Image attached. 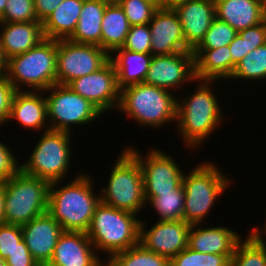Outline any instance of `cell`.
Wrapping results in <instances>:
<instances>
[{
    "mask_svg": "<svg viewBox=\"0 0 266 266\" xmlns=\"http://www.w3.org/2000/svg\"><path fill=\"white\" fill-rule=\"evenodd\" d=\"M0 266H7L6 261L0 256Z\"/></svg>",
    "mask_w": 266,
    "mask_h": 266,
    "instance_id": "cell-51",
    "label": "cell"
},
{
    "mask_svg": "<svg viewBox=\"0 0 266 266\" xmlns=\"http://www.w3.org/2000/svg\"><path fill=\"white\" fill-rule=\"evenodd\" d=\"M15 250H29L23 240L20 225H0V256L6 260Z\"/></svg>",
    "mask_w": 266,
    "mask_h": 266,
    "instance_id": "cell-36",
    "label": "cell"
},
{
    "mask_svg": "<svg viewBox=\"0 0 266 266\" xmlns=\"http://www.w3.org/2000/svg\"><path fill=\"white\" fill-rule=\"evenodd\" d=\"M68 86L90 101L102 113L118 107L120 88L117 73L111 60L91 74L72 80Z\"/></svg>",
    "mask_w": 266,
    "mask_h": 266,
    "instance_id": "cell-13",
    "label": "cell"
},
{
    "mask_svg": "<svg viewBox=\"0 0 266 266\" xmlns=\"http://www.w3.org/2000/svg\"><path fill=\"white\" fill-rule=\"evenodd\" d=\"M57 40L44 38L34 48L5 61L4 74L16 91L36 92L56 84Z\"/></svg>",
    "mask_w": 266,
    "mask_h": 266,
    "instance_id": "cell-4",
    "label": "cell"
},
{
    "mask_svg": "<svg viewBox=\"0 0 266 266\" xmlns=\"http://www.w3.org/2000/svg\"><path fill=\"white\" fill-rule=\"evenodd\" d=\"M195 76L199 80L231 78V53L229 45L216 49H194Z\"/></svg>",
    "mask_w": 266,
    "mask_h": 266,
    "instance_id": "cell-25",
    "label": "cell"
},
{
    "mask_svg": "<svg viewBox=\"0 0 266 266\" xmlns=\"http://www.w3.org/2000/svg\"><path fill=\"white\" fill-rule=\"evenodd\" d=\"M17 120L25 129L42 130L47 127L46 99L38 91H16L11 104L10 120Z\"/></svg>",
    "mask_w": 266,
    "mask_h": 266,
    "instance_id": "cell-23",
    "label": "cell"
},
{
    "mask_svg": "<svg viewBox=\"0 0 266 266\" xmlns=\"http://www.w3.org/2000/svg\"><path fill=\"white\" fill-rule=\"evenodd\" d=\"M185 174L182 179L185 193L182 220L191 225L201 224L218 197L230 186L231 179L210 162H203Z\"/></svg>",
    "mask_w": 266,
    "mask_h": 266,
    "instance_id": "cell-6",
    "label": "cell"
},
{
    "mask_svg": "<svg viewBox=\"0 0 266 266\" xmlns=\"http://www.w3.org/2000/svg\"><path fill=\"white\" fill-rule=\"evenodd\" d=\"M12 150L0 142V182H5L15 176L21 170Z\"/></svg>",
    "mask_w": 266,
    "mask_h": 266,
    "instance_id": "cell-40",
    "label": "cell"
},
{
    "mask_svg": "<svg viewBox=\"0 0 266 266\" xmlns=\"http://www.w3.org/2000/svg\"><path fill=\"white\" fill-rule=\"evenodd\" d=\"M109 60L110 54L100 46L57 40L56 84L68 85L102 68Z\"/></svg>",
    "mask_w": 266,
    "mask_h": 266,
    "instance_id": "cell-11",
    "label": "cell"
},
{
    "mask_svg": "<svg viewBox=\"0 0 266 266\" xmlns=\"http://www.w3.org/2000/svg\"><path fill=\"white\" fill-rule=\"evenodd\" d=\"M16 90L6 75H0V126L9 122L12 99Z\"/></svg>",
    "mask_w": 266,
    "mask_h": 266,
    "instance_id": "cell-39",
    "label": "cell"
},
{
    "mask_svg": "<svg viewBox=\"0 0 266 266\" xmlns=\"http://www.w3.org/2000/svg\"><path fill=\"white\" fill-rule=\"evenodd\" d=\"M148 25L153 56L192 52L185 43L180 20L173 8L159 7Z\"/></svg>",
    "mask_w": 266,
    "mask_h": 266,
    "instance_id": "cell-16",
    "label": "cell"
},
{
    "mask_svg": "<svg viewBox=\"0 0 266 266\" xmlns=\"http://www.w3.org/2000/svg\"><path fill=\"white\" fill-rule=\"evenodd\" d=\"M63 1L64 0H34V9L37 20L43 23Z\"/></svg>",
    "mask_w": 266,
    "mask_h": 266,
    "instance_id": "cell-44",
    "label": "cell"
},
{
    "mask_svg": "<svg viewBox=\"0 0 266 266\" xmlns=\"http://www.w3.org/2000/svg\"><path fill=\"white\" fill-rule=\"evenodd\" d=\"M238 34L245 39L247 51L255 50L266 43V19L258 25L239 31Z\"/></svg>",
    "mask_w": 266,
    "mask_h": 266,
    "instance_id": "cell-41",
    "label": "cell"
},
{
    "mask_svg": "<svg viewBox=\"0 0 266 266\" xmlns=\"http://www.w3.org/2000/svg\"><path fill=\"white\" fill-rule=\"evenodd\" d=\"M173 9L180 20L185 43L193 51L216 18L215 1L187 0Z\"/></svg>",
    "mask_w": 266,
    "mask_h": 266,
    "instance_id": "cell-19",
    "label": "cell"
},
{
    "mask_svg": "<svg viewBox=\"0 0 266 266\" xmlns=\"http://www.w3.org/2000/svg\"><path fill=\"white\" fill-rule=\"evenodd\" d=\"M136 216L100 201L86 232L95 250L106 251L110 257L139 244L141 219Z\"/></svg>",
    "mask_w": 266,
    "mask_h": 266,
    "instance_id": "cell-5",
    "label": "cell"
},
{
    "mask_svg": "<svg viewBox=\"0 0 266 266\" xmlns=\"http://www.w3.org/2000/svg\"><path fill=\"white\" fill-rule=\"evenodd\" d=\"M0 51L4 61L34 48L45 37L40 21L0 22Z\"/></svg>",
    "mask_w": 266,
    "mask_h": 266,
    "instance_id": "cell-20",
    "label": "cell"
},
{
    "mask_svg": "<svg viewBox=\"0 0 266 266\" xmlns=\"http://www.w3.org/2000/svg\"><path fill=\"white\" fill-rule=\"evenodd\" d=\"M93 179L86 173L77 176L61 188L63 181L50 184L47 212L61 225L63 231L87 232L96 206L100 203V193L93 192Z\"/></svg>",
    "mask_w": 266,
    "mask_h": 266,
    "instance_id": "cell-1",
    "label": "cell"
},
{
    "mask_svg": "<svg viewBox=\"0 0 266 266\" xmlns=\"http://www.w3.org/2000/svg\"><path fill=\"white\" fill-rule=\"evenodd\" d=\"M197 226L199 224L191 226L188 247L204 254L233 255L237 244L243 239L239 233L224 226L208 228Z\"/></svg>",
    "mask_w": 266,
    "mask_h": 266,
    "instance_id": "cell-22",
    "label": "cell"
},
{
    "mask_svg": "<svg viewBox=\"0 0 266 266\" xmlns=\"http://www.w3.org/2000/svg\"><path fill=\"white\" fill-rule=\"evenodd\" d=\"M153 2L156 6L164 8V0H149Z\"/></svg>",
    "mask_w": 266,
    "mask_h": 266,
    "instance_id": "cell-49",
    "label": "cell"
},
{
    "mask_svg": "<svg viewBox=\"0 0 266 266\" xmlns=\"http://www.w3.org/2000/svg\"><path fill=\"white\" fill-rule=\"evenodd\" d=\"M117 159L107 187L100 190L101 202L138 215L146 205L141 167L128 149H123Z\"/></svg>",
    "mask_w": 266,
    "mask_h": 266,
    "instance_id": "cell-7",
    "label": "cell"
},
{
    "mask_svg": "<svg viewBox=\"0 0 266 266\" xmlns=\"http://www.w3.org/2000/svg\"><path fill=\"white\" fill-rule=\"evenodd\" d=\"M151 38L148 24L130 26L121 48L137 53H151Z\"/></svg>",
    "mask_w": 266,
    "mask_h": 266,
    "instance_id": "cell-38",
    "label": "cell"
},
{
    "mask_svg": "<svg viewBox=\"0 0 266 266\" xmlns=\"http://www.w3.org/2000/svg\"><path fill=\"white\" fill-rule=\"evenodd\" d=\"M4 70H5V66H0V75H1L2 73H4Z\"/></svg>",
    "mask_w": 266,
    "mask_h": 266,
    "instance_id": "cell-53",
    "label": "cell"
},
{
    "mask_svg": "<svg viewBox=\"0 0 266 266\" xmlns=\"http://www.w3.org/2000/svg\"><path fill=\"white\" fill-rule=\"evenodd\" d=\"M71 133L45 128L28 161L22 163L21 170L49 181H62L71 167Z\"/></svg>",
    "mask_w": 266,
    "mask_h": 266,
    "instance_id": "cell-9",
    "label": "cell"
},
{
    "mask_svg": "<svg viewBox=\"0 0 266 266\" xmlns=\"http://www.w3.org/2000/svg\"><path fill=\"white\" fill-rule=\"evenodd\" d=\"M262 231H261V228H258L257 226L256 228L254 227L250 230V234H252L253 236H263V234L266 235V222H265V225Z\"/></svg>",
    "mask_w": 266,
    "mask_h": 266,
    "instance_id": "cell-47",
    "label": "cell"
},
{
    "mask_svg": "<svg viewBox=\"0 0 266 266\" xmlns=\"http://www.w3.org/2000/svg\"><path fill=\"white\" fill-rule=\"evenodd\" d=\"M170 90L138 83L120 89L117 109L137 123L160 128L177 120V97Z\"/></svg>",
    "mask_w": 266,
    "mask_h": 266,
    "instance_id": "cell-3",
    "label": "cell"
},
{
    "mask_svg": "<svg viewBox=\"0 0 266 266\" xmlns=\"http://www.w3.org/2000/svg\"><path fill=\"white\" fill-rule=\"evenodd\" d=\"M105 266H170V260L145 249L139 243L110 256Z\"/></svg>",
    "mask_w": 266,
    "mask_h": 266,
    "instance_id": "cell-29",
    "label": "cell"
},
{
    "mask_svg": "<svg viewBox=\"0 0 266 266\" xmlns=\"http://www.w3.org/2000/svg\"><path fill=\"white\" fill-rule=\"evenodd\" d=\"M237 34L238 32L228 23L215 18L204 39L195 49H216L229 45Z\"/></svg>",
    "mask_w": 266,
    "mask_h": 266,
    "instance_id": "cell-34",
    "label": "cell"
},
{
    "mask_svg": "<svg viewBox=\"0 0 266 266\" xmlns=\"http://www.w3.org/2000/svg\"><path fill=\"white\" fill-rule=\"evenodd\" d=\"M195 80L193 52H178L153 56L144 83L171 91Z\"/></svg>",
    "mask_w": 266,
    "mask_h": 266,
    "instance_id": "cell-14",
    "label": "cell"
},
{
    "mask_svg": "<svg viewBox=\"0 0 266 266\" xmlns=\"http://www.w3.org/2000/svg\"><path fill=\"white\" fill-rule=\"evenodd\" d=\"M232 256L204 254L187 247L170 260V266H231Z\"/></svg>",
    "mask_w": 266,
    "mask_h": 266,
    "instance_id": "cell-33",
    "label": "cell"
},
{
    "mask_svg": "<svg viewBox=\"0 0 266 266\" xmlns=\"http://www.w3.org/2000/svg\"><path fill=\"white\" fill-rule=\"evenodd\" d=\"M47 118L49 129L72 132V125H87L103 113L90 101L74 92L68 85L55 84L48 93Z\"/></svg>",
    "mask_w": 266,
    "mask_h": 266,
    "instance_id": "cell-10",
    "label": "cell"
},
{
    "mask_svg": "<svg viewBox=\"0 0 266 266\" xmlns=\"http://www.w3.org/2000/svg\"><path fill=\"white\" fill-rule=\"evenodd\" d=\"M266 79V43L249 52L235 67L230 79Z\"/></svg>",
    "mask_w": 266,
    "mask_h": 266,
    "instance_id": "cell-32",
    "label": "cell"
},
{
    "mask_svg": "<svg viewBox=\"0 0 266 266\" xmlns=\"http://www.w3.org/2000/svg\"><path fill=\"white\" fill-rule=\"evenodd\" d=\"M152 57L151 53H137L121 47L115 49L110 60L117 73L118 87L144 83Z\"/></svg>",
    "mask_w": 266,
    "mask_h": 266,
    "instance_id": "cell-24",
    "label": "cell"
},
{
    "mask_svg": "<svg viewBox=\"0 0 266 266\" xmlns=\"http://www.w3.org/2000/svg\"><path fill=\"white\" fill-rule=\"evenodd\" d=\"M107 5L99 0H84L74 33L68 39L101 47V24Z\"/></svg>",
    "mask_w": 266,
    "mask_h": 266,
    "instance_id": "cell-27",
    "label": "cell"
},
{
    "mask_svg": "<svg viewBox=\"0 0 266 266\" xmlns=\"http://www.w3.org/2000/svg\"><path fill=\"white\" fill-rule=\"evenodd\" d=\"M7 0H0V16L4 13Z\"/></svg>",
    "mask_w": 266,
    "mask_h": 266,
    "instance_id": "cell-48",
    "label": "cell"
},
{
    "mask_svg": "<svg viewBox=\"0 0 266 266\" xmlns=\"http://www.w3.org/2000/svg\"><path fill=\"white\" fill-rule=\"evenodd\" d=\"M126 148L137 158L141 167L145 198H155L159 193L171 192L182 185L184 171L166 152L152 148L144 158L138 149Z\"/></svg>",
    "mask_w": 266,
    "mask_h": 266,
    "instance_id": "cell-12",
    "label": "cell"
},
{
    "mask_svg": "<svg viewBox=\"0 0 266 266\" xmlns=\"http://www.w3.org/2000/svg\"><path fill=\"white\" fill-rule=\"evenodd\" d=\"M0 66H5V61L2 58L1 51H0Z\"/></svg>",
    "mask_w": 266,
    "mask_h": 266,
    "instance_id": "cell-52",
    "label": "cell"
},
{
    "mask_svg": "<svg viewBox=\"0 0 266 266\" xmlns=\"http://www.w3.org/2000/svg\"><path fill=\"white\" fill-rule=\"evenodd\" d=\"M84 0H64L42 23L45 38L68 39L80 18Z\"/></svg>",
    "mask_w": 266,
    "mask_h": 266,
    "instance_id": "cell-26",
    "label": "cell"
},
{
    "mask_svg": "<svg viewBox=\"0 0 266 266\" xmlns=\"http://www.w3.org/2000/svg\"><path fill=\"white\" fill-rule=\"evenodd\" d=\"M263 236L248 234L236 246L231 266H266V242Z\"/></svg>",
    "mask_w": 266,
    "mask_h": 266,
    "instance_id": "cell-30",
    "label": "cell"
},
{
    "mask_svg": "<svg viewBox=\"0 0 266 266\" xmlns=\"http://www.w3.org/2000/svg\"><path fill=\"white\" fill-rule=\"evenodd\" d=\"M86 232L63 231L46 266H105Z\"/></svg>",
    "mask_w": 266,
    "mask_h": 266,
    "instance_id": "cell-17",
    "label": "cell"
},
{
    "mask_svg": "<svg viewBox=\"0 0 266 266\" xmlns=\"http://www.w3.org/2000/svg\"><path fill=\"white\" fill-rule=\"evenodd\" d=\"M195 80L199 86L189 97L177 99V129L186 147L196 149L215 132L224 117L211 83L217 80ZM199 81H201L199 83ZM182 99V101H181Z\"/></svg>",
    "mask_w": 266,
    "mask_h": 266,
    "instance_id": "cell-2",
    "label": "cell"
},
{
    "mask_svg": "<svg viewBox=\"0 0 266 266\" xmlns=\"http://www.w3.org/2000/svg\"><path fill=\"white\" fill-rule=\"evenodd\" d=\"M50 184L22 170L5 181V223L22 226L46 213Z\"/></svg>",
    "mask_w": 266,
    "mask_h": 266,
    "instance_id": "cell-8",
    "label": "cell"
},
{
    "mask_svg": "<svg viewBox=\"0 0 266 266\" xmlns=\"http://www.w3.org/2000/svg\"><path fill=\"white\" fill-rule=\"evenodd\" d=\"M216 18L237 32L266 19V0H214Z\"/></svg>",
    "mask_w": 266,
    "mask_h": 266,
    "instance_id": "cell-21",
    "label": "cell"
},
{
    "mask_svg": "<svg viewBox=\"0 0 266 266\" xmlns=\"http://www.w3.org/2000/svg\"><path fill=\"white\" fill-rule=\"evenodd\" d=\"M38 21L34 9V0H7L0 22Z\"/></svg>",
    "mask_w": 266,
    "mask_h": 266,
    "instance_id": "cell-37",
    "label": "cell"
},
{
    "mask_svg": "<svg viewBox=\"0 0 266 266\" xmlns=\"http://www.w3.org/2000/svg\"><path fill=\"white\" fill-rule=\"evenodd\" d=\"M5 223V182H0V225Z\"/></svg>",
    "mask_w": 266,
    "mask_h": 266,
    "instance_id": "cell-45",
    "label": "cell"
},
{
    "mask_svg": "<svg viewBox=\"0 0 266 266\" xmlns=\"http://www.w3.org/2000/svg\"><path fill=\"white\" fill-rule=\"evenodd\" d=\"M99 1L105 2L107 4H116L118 3L119 0H99Z\"/></svg>",
    "mask_w": 266,
    "mask_h": 266,
    "instance_id": "cell-50",
    "label": "cell"
},
{
    "mask_svg": "<svg viewBox=\"0 0 266 266\" xmlns=\"http://www.w3.org/2000/svg\"><path fill=\"white\" fill-rule=\"evenodd\" d=\"M184 197V188L181 185L171 192L159 193L155 198H145V201L157 211L159 221H178L183 219Z\"/></svg>",
    "mask_w": 266,
    "mask_h": 266,
    "instance_id": "cell-31",
    "label": "cell"
},
{
    "mask_svg": "<svg viewBox=\"0 0 266 266\" xmlns=\"http://www.w3.org/2000/svg\"><path fill=\"white\" fill-rule=\"evenodd\" d=\"M21 229L23 240L31 255L40 266H46L63 232L61 225L46 212L22 225Z\"/></svg>",
    "mask_w": 266,
    "mask_h": 266,
    "instance_id": "cell-18",
    "label": "cell"
},
{
    "mask_svg": "<svg viewBox=\"0 0 266 266\" xmlns=\"http://www.w3.org/2000/svg\"><path fill=\"white\" fill-rule=\"evenodd\" d=\"M118 4L131 26L149 24L159 8L149 0H119Z\"/></svg>",
    "mask_w": 266,
    "mask_h": 266,
    "instance_id": "cell-35",
    "label": "cell"
},
{
    "mask_svg": "<svg viewBox=\"0 0 266 266\" xmlns=\"http://www.w3.org/2000/svg\"><path fill=\"white\" fill-rule=\"evenodd\" d=\"M140 221L139 243L147 250L171 260L188 247L191 224L184 220L159 221L149 230Z\"/></svg>",
    "mask_w": 266,
    "mask_h": 266,
    "instance_id": "cell-15",
    "label": "cell"
},
{
    "mask_svg": "<svg viewBox=\"0 0 266 266\" xmlns=\"http://www.w3.org/2000/svg\"><path fill=\"white\" fill-rule=\"evenodd\" d=\"M5 261L7 266H40L29 250H15Z\"/></svg>",
    "mask_w": 266,
    "mask_h": 266,
    "instance_id": "cell-43",
    "label": "cell"
},
{
    "mask_svg": "<svg viewBox=\"0 0 266 266\" xmlns=\"http://www.w3.org/2000/svg\"><path fill=\"white\" fill-rule=\"evenodd\" d=\"M231 53V76L235 70V67L239 62L249 53L247 51V45L245 39L237 34L234 40L229 44Z\"/></svg>",
    "mask_w": 266,
    "mask_h": 266,
    "instance_id": "cell-42",
    "label": "cell"
},
{
    "mask_svg": "<svg viewBox=\"0 0 266 266\" xmlns=\"http://www.w3.org/2000/svg\"><path fill=\"white\" fill-rule=\"evenodd\" d=\"M130 26L119 4H108L101 24V48L111 55L115 49L122 47Z\"/></svg>",
    "mask_w": 266,
    "mask_h": 266,
    "instance_id": "cell-28",
    "label": "cell"
},
{
    "mask_svg": "<svg viewBox=\"0 0 266 266\" xmlns=\"http://www.w3.org/2000/svg\"><path fill=\"white\" fill-rule=\"evenodd\" d=\"M187 0H164V8H174Z\"/></svg>",
    "mask_w": 266,
    "mask_h": 266,
    "instance_id": "cell-46",
    "label": "cell"
}]
</instances>
